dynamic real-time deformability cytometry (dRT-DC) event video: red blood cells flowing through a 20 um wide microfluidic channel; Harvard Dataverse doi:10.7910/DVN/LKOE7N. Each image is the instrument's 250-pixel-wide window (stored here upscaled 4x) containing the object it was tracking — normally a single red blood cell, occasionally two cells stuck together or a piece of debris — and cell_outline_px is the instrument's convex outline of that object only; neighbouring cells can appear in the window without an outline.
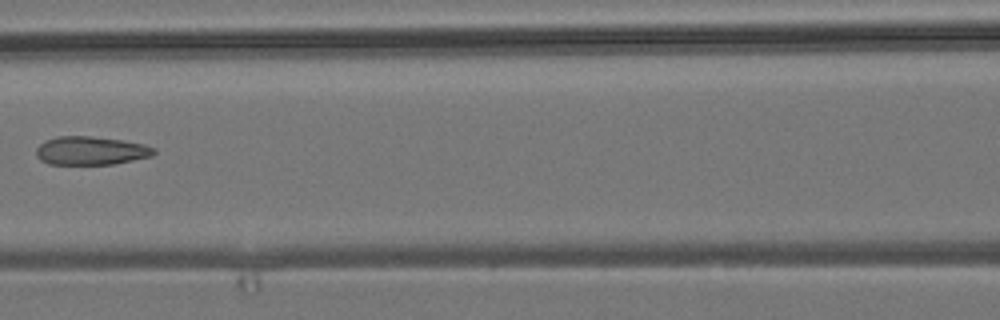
{"species": "common noctule bat (a hibernating species)", "species_latin": "Nyctalus noctula", "temperature_condition": "room temperature", "stored_images_in_passage": 6, "camera_frame_rate_fps": 3000, "um_per_image_px": 0.085, "animal": {"sex": "male", "body_mass_g": 19.2, "forearm_length_mm": 51.8}, "frame": {"image": 1, "passage_image": 5, "time_ms": 5.667, "image_size_px": [1000, 320], "cell_outline_px": [[156, 152], [152, 156], [112, 164], [48, 164], [40, 160], [36, 156], [36, 148], [44, 140], [56, 136], [92, 136], [124, 140], [144, 144], [156, 148]], "centroid_in_image_um": [7.71, 12.8], "position_along_channel_um": 158.9, "area_um2": 19.71}}
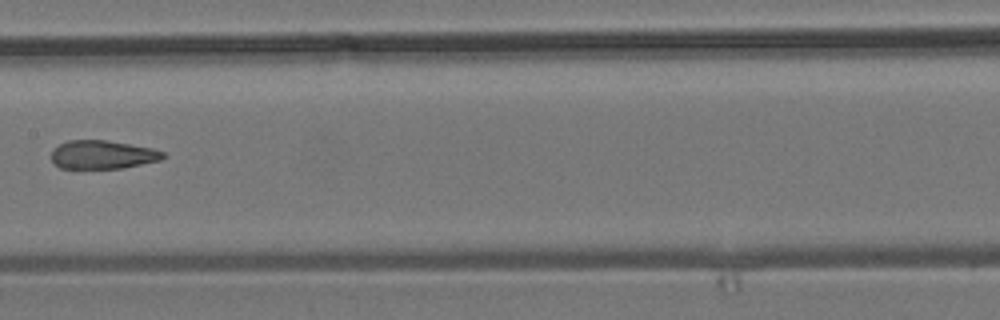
{"frame": {"image": 2, "passage_image": 6, "time_ms": 6.667, "image_size_px": [1000, 320], "cell_outline_px": [[168, 156], [160, 160], [120, 168], [60, 168], [52, 160], [52, 148], [68, 140], [108, 140], [152, 148], [164, 152]], "centroid_in_image_um": [8.72, 13.13], "position_along_channel_um": 198.7, "area_um2": 18.5}}